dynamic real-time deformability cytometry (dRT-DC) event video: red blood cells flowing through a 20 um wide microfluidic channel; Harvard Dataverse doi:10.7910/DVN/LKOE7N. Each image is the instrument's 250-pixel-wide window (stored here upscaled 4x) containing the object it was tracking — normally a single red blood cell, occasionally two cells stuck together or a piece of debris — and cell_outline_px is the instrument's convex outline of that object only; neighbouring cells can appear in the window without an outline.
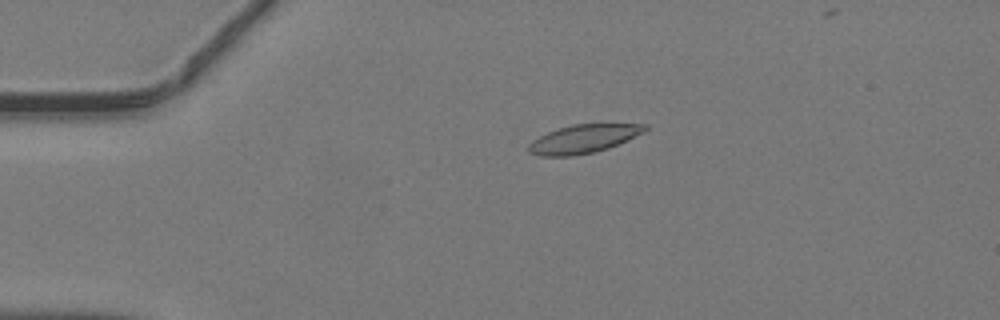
{"species": "common noctule bat (a hibernating species)", "species_latin": "Nyctalus noctula", "temperature_condition": "warm", "stored_images_in_passage": 49, "camera_frame_rate_fps": 3000, "um_per_image_px": 0.085, "animal": {"sex": "male", "body_mass_g": 19.2, "forearm_length_mm": 51.8}, "frame": {"image": 1, "passage_image": 11, "time_ms": 3.333, "image_size_px": [1000, 320], "cell_outline_px": [[648, 128], [644, 132], [608, 148], [592, 152], [572, 156], [540, 156], [528, 152], [528, 144], [532, 140], [548, 132], [572, 124], [648, 124]], "centroid_in_image_um": [49.57, 11.8], "position_along_channel_um": 35.4, "area_um2": 19.07}}
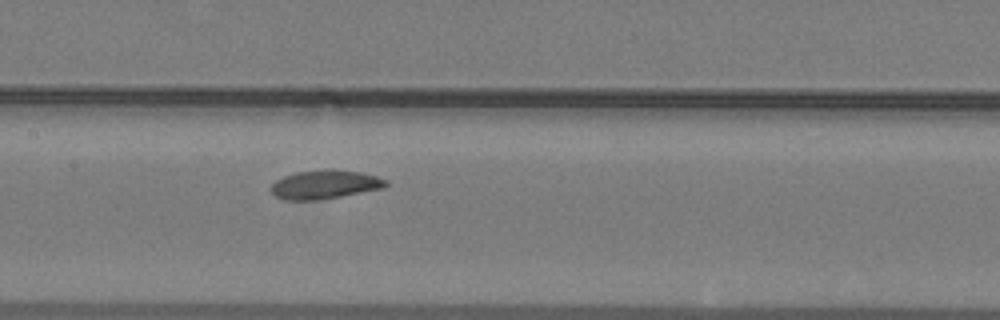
{"frame": {"image": 2, "passage_image": 24, "time_ms": 7.667, "image_size_px": [1000, 320], "cell_outline_px": [[388, 184], [384, 188], [340, 196], [316, 200], [284, 200], [276, 196], [272, 192], [272, 184], [276, 180], [284, 176], [296, 172], [332, 168], [360, 172], [376, 176], [388, 180]], "centroid_in_image_um": [27.63, 15.67], "position_along_channel_um": 179.8, "area_um2": 19.25}}
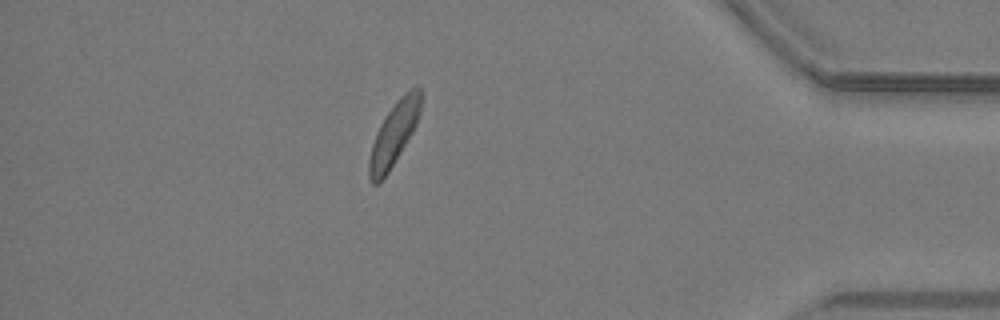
{"frame": {"image": 3, "passage_image": 42, "time_ms": 13.667, "image_size_px": [1000, 320], "cell_outline_px": [[420, 112], [416, 124], [412, 132], [388, 172], [376, 184], [372, 184], [368, 176], [368, 160], [372, 144], [376, 132], [380, 124], [396, 100], [404, 92], [412, 88], [420, 88]], "centroid_in_image_um": [33.45, 11.39], "position_along_channel_um": 401.8, "area_um2": 18.55}}